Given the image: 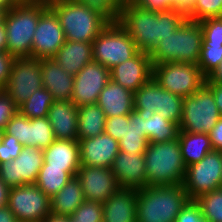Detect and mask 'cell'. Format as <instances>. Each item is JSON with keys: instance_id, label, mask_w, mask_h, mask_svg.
<instances>
[{"instance_id": "cell-8", "label": "cell", "mask_w": 222, "mask_h": 222, "mask_svg": "<svg viewBox=\"0 0 222 222\" xmlns=\"http://www.w3.org/2000/svg\"><path fill=\"white\" fill-rule=\"evenodd\" d=\"M212 91L204 84L197 92L183 98L180 131L210 134L221 118Z\"/></svg>"}, {"instance_id": "cell-27", "label": "cell", "mask_w": 222, "mask_h": 222, "mask_svg": "<svg viewBox=\"0 0 222 222\" xmlns=\"http://www.w3.org/2000/svg\"><path fill=\"white\" fill-rule=\"evenodd\" d=\"M85 201L80 180L75 176L50 199V214L71 216Z\"/></svg>"}, {"instance_id": "cell-9", "label": "cell", "mask_w": 222, "mask_h": 222, "mask_svg": "<svg viewBox=\"0 0 222 222\" xmlns=\"http://www.w3.org/2000/svg\"><path fill=\"white\" fill-rule=\"evenodd\" d=\"M152 77L165 90L182 98L197 92L206 80L198 65L179 62L154 64Z\"/></svg>"}, {"instance_id": "cell-50", "label": "cell", "mask_w": 222, "mask_h": 222, "mask_svg": "<svg viewBox=\"0 0 222 222\" xmlns=\"http://www.w3.org/2000/svg\"><path fill=\"white\" fill-rule=\"evenodd\" d=\"M205 85L212 91L217 108L222 116V83L209 82L206 79Z\"/></svg>"}, {"instance_id": "cell-34", "label": "cell", "mask_w": 222, "mask_h": 222, "mask_svg": "<svg viewBox=\"0 0 222 222\" xmlns=\"http://www.w3.org/2000/svg\"><path fill=\"white\" fill-rule=\"evenodd\" d=\"M55 102L53 95L44 87L34 92L18 111L29 119L47 117L50 106Z\"/></svg>"}, {"instance_id": "cell-19", "label": "cell", "mask_w": 222, "mask_h": 222, "mask_svg": "<svg viewBox=\"0 0 222 222\" xmlns=\"http://www.w3.org/2000/svg\"><path fill=\"white\" fill-rule=\"evenodd\" d=\"M81 166H99L111 168L114 158L120 151L119 141L106 132L92 138L78 141Z\"/></svg>"}, {"instance_id": "cell-26", "label": "cell", "mask_w": 222, "mask_h": 222, "mask_svg": "<svg viewBox=\"0 0 222 222\" xmlns=\"http://www.w3.org/2000/svg\"><path fill=\"white\" fill-rule=\"evenodd\" d=\"M67 73L76 75L93 61L92 43L65 41L52 57Z\"/></svg>"}, {"instance_id": "cell-35", "label": "cell", "mask_w": 222, "mask_h": 222, "mask_svg": "<svg viewBox=\"0 0 222 222\" xmlns=\"http://www.w3.org/2000/svg\"><path fill=\"white\" fill-rule=\"evenodd\" d=\"M156 112L163 116L164 119L179 125L183 115V98L159 85V101Z\"/></svg>"}, {"instance_id": "cell-40", "label": "cell", "mask_w": 222, "mask_h": 222, "mask_svg": "<svg viewBox=\"0 0 222 222\" xmlns=\"http://www.w3.org/2000/svg\"><path fill=\"white\" fill-rule=\"evenodd\" d=\"M92 11L101 14L109 23L116 22L120 5L115 0H78Z\"/></svg>"}, {"instance_id": "cell-47", "label": "cell", "mask_w": 222, "mask_h": 222, "mask_svg": "<svg viewBox=\"0 0 222 222\" xmlns=\"http://www.w3.org/2000/svg\"><path fill=\"white\" fill-rule=\"evenodd\" d=\"M130 3L153 12H163L174 9L173 0H131Z\"/></svg>"}, {"instance_id": "cell-59", "label": "cell", "mask_w": 222, "mask_h": 222, "mask_svg": "<svg viewBox=\"0 0 222 222\" xmlns=\"http://www.w3.org/2000/svg\"><path fill=\"white\" fill-rule=\"evenodd\" d=\"M120 6L126 3L131 2V0H115Z\"/></svg>"}, {"instance_id": "cell-18", "label": "cell", "mask_w": 222, "mask_h": 222, "mask_svg": "<svg viewBox=\"0 0 222 222\" xmlns=\"http://www.w3.org/2000/svg\"><path fill=\"white\" fill-rule=\"evenodd\" d=\"M153 76V64L148 52L138 51L131 59L110 69V79L136 92Z\"/></svg>"}, {"instance_id": "cell-32", "label": "cell", "mask_w": 222, "mask_h": 222, "mask_svg": "<svg viewBox=\"0 0 222 222\" xmlns=\"http://www.w3.org/2000/svg\"><path fill=\"white\" fill-rule=\"evenodd\" d=\"M179 125L164 119L155 112L152 117L145 120V134L148 142L161 143L178 138Z\"/></svg>"}, {"instance_id": "cell-44", "label": "cell", "mask_w": 222, "mask_h": 222, "mask_svg": "<svg viewBox=\"0 0 222 222\" xmlns=\"http://www.w3.org/2000/svg\"><path fill=\"white\" fill-rule=\"evenodd\" d=\"M175 222H208L202 215L200 206L195 200H188L182 207Z\"/></svg>"}, {"instance_id": "cell-43", "label": "cell", "mask_w": 222, "mask_h": 222, "mask_svg": "<svg viewBox=\"0 0 222 222\" xmlns=\"http://www.w3.org/2000/svg\"><path fill=\"white\" fill-rule=\"evenodd\" d=\"M18 112V107L5 90H0V130L4 131L8 122Z\"/></svg>"}, {"instance_id": "cell-5", "label": "cell", "mask_w": 222, "mask_h": 222, "mask_svg": "<svg viewBox=\"0 0 222 222\" xmlns=\"http://www.w3.org/2000/svg\"><path fill=\"white\" fill-rule=\"evenodd\" d=\"M203 32L198 21L186 20L175 32L162 39L149 52L152 64H198Z\"/></svg>"}, {"instance_id": "cell-33", "label": "cell", "mask_w": 222, "mask_h": 222, "mask_svg": "<svg viewBox=\"0 0 222 222\" xmlns=\"http://www.w3.org/2000/svg\"><path fill=\"white\" fill-rule=\"evenodd\" d=\"M71 178L72 176L64 168L49 167V164H43L35 184L51 199Z\"/></svg>"}, {"instance_id": "cell-25", "label": "cell", "mask_w": 222, "mask_h": 222, "mask_svg": "<svg viewBox=\"0 0 222 222\" xmlns=\"http://www.w3.org/2000/svg\"><path fill=\"white\" fill-rule=\"evenodd\" d=\"M43 87L55 100H71L74 75L65 72L52 58L41 59Z\"/></svg>"}, {"instance_id": "cell-15", "label": "cell", "mask_w": 222, "mask_h": 222, "mask_svg": "<svg viewBox=\"0 0 222 222\" xmlns=\"http://www.w3.org/2000/svg\"><path fill=\"white\" fill-rule=\"evenodd\" d=\"M66 41L55 12L48 6L40 15L33 35L31 57L52 58Z\"/></svg>"}, {"instance_id": "cell-49", "label": "cell", "mask_w": 222, "mask_h": 222, "mask_svg": "<svg viewBox=\"0 0 222 222\" xmlns=\"http://www.w3.org/2000/svg\"><path fill=\"white\" fill-rule=\"evenodd\" d=\"M196 4V0H173V7L181 14L188 17Z\"/></svg>"}, {"instance_id": "cell-31", "label": "cell", "mask_w": 222, "mask_h": 222, "mask_svg": "<svg viewBox=\"0 0 222 222\" xmlns=\"http://www.w3.org/2000/svg\"><path fill=\"white\" fill-rule=\"evenodd\" d=\"M159 101V84L152 77L134 92V110L144 120L149 119L156 112Z\"/></svg>"}, {"instance_id": "cell-7", "label": "cell", "mask_w": 222, "mask_h": 222, "mask_svg": "<svg viewBox=\"0 0 222 222\" xmlns=\"http://www.w3.org/2000/svg\"><path fill=\"white\" fill-rule=\"evenodd\" d=\"M138 51L130 35L117 21L109 23L92 42L93 61L109 70L131 59Z\"/></svg>"}, {"instance_id": "cell-22", "label": "cell", "mask_w": 222, "mask_h": 222, "mask_svg": "<svg viewBox=\"0 0 222 222\" xmlns=\"http://www.w3.org/2000/svg\"><path fill=\"white\" fill-rule=\"evenodd\" d=\"M137 190L119 188L103 205V222H137Z\"/></svg>"}, {"instance_id": "cell-14", "label": "cell", "mask_w": 222, "mask_h": 222, "mask_svg": "<svg viewBox=\"0 0 222 222\" xmlns=\"http://www.w3.org/2000/svg\"><path fill=\"white\" fill-rule=\"evenodd\" d=\"M3 135L14 136L23 146L41 149L49 147L56 140L47 117L29 119L19 111L8 122Z\"/></svg>"}, {"instance_id": "cell-10", "label": "cell", "mask_w": 222, "mask_h": 222, "mask_svg": "<svg viewBox=\"0 0 222 222\" xmlns=\"http://www.w3.org/2000/svg\"><path fill=\"white\" fill-rule=\"evenodd\" d=\"M222 180V152L213 150L199 162L186 167L183 187L189 200L218 190Z\"/></svg>"}, {"instance_id": "cell-1", "label": "cell", "mask_w": 222, "mask_h": 222, "mask_svg": "<svg viewBox=\"0 0 222 222\" xmlns=\"http://www.w3.org/2000/svg\"><path fill=\"white\" fill-rule=\"evenodd\" d=\"M186 20L187 17L175 9L153 12L129 2L120 6L117 22L130 35L139 51L149 53Z\"/></svg>"}, {"instance_id": "cell-60", "label": "cell", "mask_w": 222, "mask_h": 222, "mask_svg": "<svg viewBox=\"0 0 222 222\" xmlns=\"http://www.w3.org/2000/svg\"><path fill=\"white\" fill-rule=\"evenodd\" d=\"M3 133H4V131L0 130V143H1V140H2Z\"/></svg>"}, {"instance_id": "cell-56", "label": "cell", "mask_w": 222, "mask_h": 222, "mask_svg": "<svg viewBox=\"0 0 222 222\" xmlns=\"http://www.w3.org/2000/svg\"><path fill=\"white\" fill-rule=\"evenodd\" d=\"M21 0H0V6L10 10L15 7Z\"/></svg>"}, {"instance_id": "cell-16", "label": "cell", "mask_w": 222, "mask_h": 222, "mask_svg": "<svg viewBox=\"0 0 222 222\" xmlns=\"http://www.w3.org/2000/svg\"><path fill=\"white\" fill-rule=\"evenodd\" d=\"M110 80V70L104 65L92 61L74 75L71 101L75 106L96 104L100 92Z\"/></svg>"}, {"instance_id": "cell-2", "label": "cell", "mask_w": 222, "mask_h": 222, "mask_svg": "<svg viewBox=\"0 0 222 222\" xmlns=\"http://www.w3.org/2000/svg\"><path fill=\"white\" fill-rule=\"evenodd\" d=\"M189 200L183 184L137 190V222H175Z\"/></svg>"}, {"instance_id": "cell-38", "label": "cell", "mask_w": 222, "mask_h": 222, "mask_svg": "<svg viewBox=\"0 0 222 222\" xmlns=\"http://www.w3.org/2000/svg\"><path fill=\"white\" fill-rule=\"evenodd\" d=\"M73 222H103V205L85 200L70 216Z\"/></svg>"}, {"instance_id": "cell-28", "label": "cell", "mask_w": 222, "mask_h": 222, "mask_svg": "<svg viewBox=\"0 0 222 222\" xmlns=\"http://www.w3.org/2000/svg\"><path fill=\"white\" fill-rule=\"evenodd\" d=\"M145 134V120L134 110L130 115H125V131L119 140L120 151L130 154L144 153L148 146Z\"/></svg>"}, {"instance_id": "cell-29", "label": "cell", "mask_w": 222, "mask_h": 222, "mask_svg": "<svg viewBox=\"0 0 222 222\" xmlns=\"http://www.w3.org/2000/svg\"><path fill=\"white\" fill-rule=\"evenodd\" d=\"M178 140L186 167L199 162L213 151L210 134L179 131Z\"/></svg>"}, {"instance_id": "cell-37", "label": "cell", "mask_w": 222, "mask_h": 222, "mask_svg": "<svg viewBox=\"0 0 222 222\" xmlns=\"http://www.w3.org/2000/svg\"><path fill=\"white\" fill-rule=\"evenodd\" d=\"M222 61V45H207L202 40L198 67L207 78Z\"/></svg>"}, {"instance_id": "cell-53", "label": "cell", "mask_w": 222, "mask_h": 222, "mask_svg": "<svg viewBox=\"0 0 222 222\" xmlns=\"http://www.w3.org/2000/svg\"><path fill=\"white\" fill-rule=\"evenodd\" d=\"M9 187L0 179V208L8 204Z\"/></svg>"}, {"instance_id": "cell-36", "label": "cell", "mask_w": 222, "mask_h": 222, "mask_svg": "<svg viewBox=\"0 0 222 222\" xmlns=\"http://www.w3.org/2000/svg\"><path fill=\"white\" fill-rule=\"evenodd\" d=\"M195 201L208 222H222V188L203 194Z\"/></svg>"}, {"instance_id": "cell-23", "label": "cell", "mask_w": 222, "mask_h": 222, "mask_svg": "<svg viewBox=\"0 0 222 222\" xmlns=\"http://www.w3.org/2000/svg\"><path fill=\"white\" fill-rule=\"evenodd\" d=\"M97 104L106 118L130 115L134 111V93L110 79L100 92Z\"/></svg>"}, {"instance_id": "cell-52", "label": "cell", "mask_w": 222, "mask_h": 222, "mask_svg": "<svg viewBox=\"0 0 222 222\" xmlns=\"http://www.w3.org/2000/svg\"><path fill=\"white\" fill-rule=\"evenodd\" d=\"M206 79L209 82L222 83V61Z\"/></svg>"}, {"instance_id": "cell-42", "label": "cell", "mask_w": 222, "mask_h": 222, "mask_svg": "<svg viewBox=\"0 0 222 222\" xmlns=\"http://www.w3.org/2000/svg\"><path fill=\"white\" fill-rule=\"evenodd\" d=\"M24 146L12 135H3L0 143V164L17 158Z\"/></svg>"}, {"instance_id": "cell-13", "label": "cell", "mask_w": 222, "mask_h": 222, "mask_svg": "<svg viewBox=\"0 0 222 222\" xmlns=\"http://www.w3.org/2000/svg\"><path fill=\"white\" fill-rule=\"evenodd\" d=\"M43 163V149L24 146L17 158L0 164V179L9 188L35 184Z\"/></svg>"}, {"instance_id": "cell-57", "label": "cell", "mask_w": 222, "mask_h": 222, "mask_svg": "<svg viewBox=\"0 0 222 222\" xmlns=\"http://www.w3.org/2000/svg\"><path fill=\"white\" fill-rule=\"evenodd\" d=\"M7 11L6 8L0 6V22L4 21Z\"/></svg>"}, {"instance_id": "cell-58", "label": "cell", "mask_w": 222, "mask_h": 222, "mask_svg": "<svg viewBox=\"0 0 222 222\" xmlns=\"http://www.w3.org/2000/svg\"><path fill=\"white\" fill-rule=\"evenodd\" d=\"M24 1H30V2H44V3H50L52 1H55V0H24Z\"/></svg>"}, {"instance_id": "cell-11", "label": "cell", "mask_w": 222, "mask_h": 222, "mask_svg": "<svg viewBox=\"0 0 222 222\" xmlns=\"http://www.w3.org/2000/svg\"><path fill=\"white\" fill-rule=\"evenodd\" d=\"M7 206L18 222H43L50 214V198L36 184L9 188Z\"/></svg>"}, {"instance_id": "cell-30", "label": "cell", "mask_w": 222, "mask_h": 222, "mask_svg": "<svg viewBox=\"0 0 222 222\" xmlns=\"http://www.w3.org/2000/svg\"><path fill=\"white\" fill-rule=\"evenodd\" d=\"M105 121V114L97 103L78 106V141L104 133Z\"/></svg>"}, {"instance_id": "cell-48", "label": "cell", "mask_w": 222, "mask_h": 222, "mask_svg": "<svg viewBox=\"0 0 222 222\" xmlns=\"http://www.w3.org/2000/svg\"><path fill=\"white\" fill-rule=\"evenodd\" d=\"M210 139L213 150L222 152V117L211 130Z\"/></svg>"}, {"instance_id": "cell-17", "label": "cell", "mask_w": 222, "mask_h": 222, "mask_svg": "<svg viewBox=\"0 0 222 222\" xmlns=\"http://www.w3.org/2000/svg\"><path fill=\"white\" fill-rule=\"evenodd\" d=\"M76 177L80 180L85 200L101 204L121 188L111 168L80 166Z\"/></svg>"}, {"instance_id": "cell-55", "label": "cell", "mask_w": 222, "mask_h": 222, "mask_svg": "<svg viewBox=\"0 0 222 222\" xmlns=\"http://www.w3.org/2000/svg\"><path fill=\"white\" fill-rule=\"evenodd\" d=\"M43 222H73L69 216L49 214Z\"/></svg>"}, {"instance_id": "cell-41", "label": "cell", "mask_w": 222, "mask_h": 222, "mask_svg": "<svg viewBox=\"0 0 222 222\" xmlns=\"http://www.w3.org/2000/svg\"><path fill=\"white\" fill-rule=\"evenodd\" d=\"M199 23L207 45H222V17L206 18Z\"/></svg>"}, {"instance_id": "cell-51", "label": "cell", "mask_w": 222, "mask_h": 222, "mask_svg": "<svg viewBox=\"0 0 222 222\" xmlns=\"http://www.w3.org/2000/svg\"><path fill=\"white\" fill-rule=\"evenodd\" d=\"M0 222H18L17 218L7 205L0 208Z\"/></svg>"}, {"instance_id": "cell-39", "label": "cell", "mask_w": 222, "mask_h": 222, "mask_svg": "<svg viewBox=\"0 0 222 222\" xmlns=\"http://www.w3.org/2000/svg\"><path fill=\"white\" fill-rule=\"evenodd\" d=\"M222 17V0H196L188 20L201 21L206 18Z\"/></svg>"}, {"instance_id": "cell-46", "label": "cell", "mask_w": 222, "mask_h": 222, "mask_svg": "<svg viewBox=\"0 0 222 222\" xmlns=\"http://www.w3.org/2000/svg\"><path fill=\"white\" fill-rule=\"evenodd\" d=\"M15 58L7 51H0V90H5Z\"/></svg>"}, {"instance_id": "cell-24", "label": "cell", "mask_w": 222, "mask_h": 222, "mask_svg": "<svg viewBox=\"0 0 222 222\" xmlns=\"http://www.w3.org/2000/svg\"><path fill=\"white\" fill-rule=\"evenodd\" d=\"M44 163L49 167L64 168L72 177L77 175L80 164L78 140H55L43 149Z\"/></svg>"}, {"instance_id": "cell-20", "label": "cell", "mask_w": 222, "mask_h": 222, "mask_svg": "<svg viewBox=\"0 0 222 222\" xmlns=\"http://www.w3.org/2000/svg\"><path fill=\"white\" fill-rule=\"evenodd\" d=\"M111 170L120 187L138 190L146 187L144 153L132 155L119 151Z\"/></svg>"}, {"instance_id": "cell-54", "label": "cell", "mask_w": 222, "mask_h": 222, "mask_svg": "<svg viewBox=\"0 0 222 222\" xmlns=\"http://www.w3.org/2000/svg\"><path fill=\"white\" fill-rule=\"evenodd\" d=\"M0 51H7V33L5 22H0Z\"/></svg>"}, {"instance_id": "cell-45", "label": "cell", "mask_w": 222, "mask_h": 222, "mask_svg": "<svg viewBox=\"0 0 222 222\" xmlns=\"http://www.w3.org/2000/svg\"><path fill=\"white\" fill-rule=\"evenodd\" d=\"M124 131H125V115L106 118L105 132L109 136L119 141L123 137Z\"/></svg>"}, {"instance_id": "cell-4", "label": "cell", "mask_w": 222, "mask_h": 222, "mask_svg": "<svg viewBox=\"0 0 222 222\" xmlns=\"http://www.w3.org/2000/svg\"><path fill=\"white\" fill-rule=\"evenodd\" d=\"M146 187L183 184L186 165L181 156L178 138L150 142L144 152Z\"/></svg>"}, {"instance_id": "cell-21", "label": "cell", "mask_w": 222, "mask_h": 222, "mask_svg": "<svg viewBox=\"0 0 222 222\" xmlns=\"http://www.w3.org/2000/svg\"><path fill=\"white\" fill-rule=\"evenodd\" d=\"M47 118L56 140H78V107L71 100H55Z\"/></svg>"}, {"instance_id": "cell-6", "label": "cell", "mask_w": 222, "mask_h": 222, "mask_svg": "<svg viewBox=\"0 0 222 222\" xmlns=\"http://www.w3.org/2000/svg\"><path fill=\"white\" fill-rule=\"evenodd\" d=\"M47 7L44 2L21 0L7 11L4 19L7 52L14 58L31 57L33 35L40 15Z\"/></svg>"}, {"instance_id": "cell-3", "label": "cell", "mask_w": 222, "mask_h": 222, "mask_svg": "<svg viewBox=\"0 0 222 222\" xmlns=\"http://www.w3.org/2000/svg\"><path fill=\"white\" fill-rule=\"evenodd\" d=\"M55 12L67 41L92 43L109 22L78 0L48 3Z\"/></svg>"}, {"instance_id": "cell-12", "label": "cell", "mask_w": 222, "mask_h": 222, "mask_svg": "<svg viewBox=\"0 0 222 222\" xmlns=\"http://www.w3.org/2000/svg\"><path fill=\"white\" fill-rule=\"evenodd\" d=\"M42 87L41 59L15 58L5 89L15 105L19 107Z\"/></svg>"}]
</instances>
